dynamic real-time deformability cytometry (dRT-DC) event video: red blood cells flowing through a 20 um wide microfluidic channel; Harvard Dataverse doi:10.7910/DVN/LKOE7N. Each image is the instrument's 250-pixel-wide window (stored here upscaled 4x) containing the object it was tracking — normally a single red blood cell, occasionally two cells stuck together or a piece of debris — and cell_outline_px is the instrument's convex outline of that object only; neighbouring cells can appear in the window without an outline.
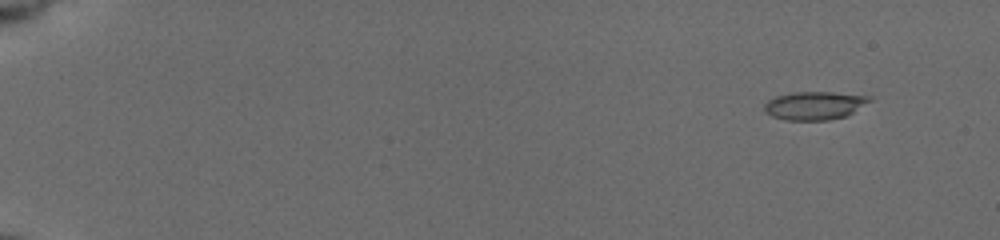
{"species": "common noctule bat (a hibernating species)", "species_latin": "Nyctalus noctula", "temperature_condition": "cold", "stored_images_in_passage": 53, "camera_frame_rate_fps": 3000, "um_per_image_px": 0.085, "animal": {"sex": "female", "body_mass_g": 19.5, "forearm_length_mm": 54.1}, "frame": {"image": 1, "passage_image": 1, "time_ms": 0.0, "image_size_px": [1000, 240], "cell_outline_px": [[872, 100], [848, 116], [828, 120], [784, 120], [772, 116], [764, 112], [764, 104], [768, 100], [776, 96], [792, 92], [832, 92], [872, 96]], "centroid_in_image_um": [69.24, 8.97], "position_along_channel_um": 15.8, "area_um2": 17.51}}
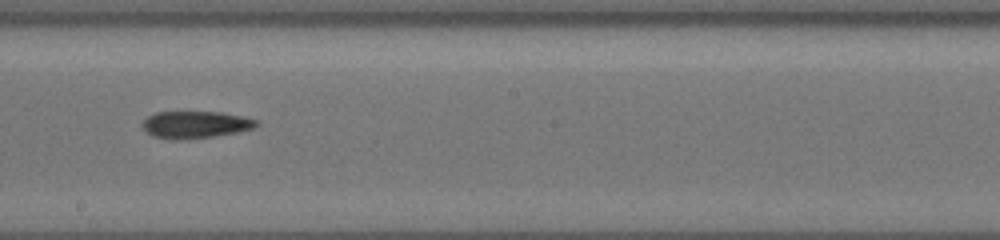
{"frame": {"image": 2, "passage_image": 31, "time_ms": 10.0, "image_size_px": [1000, 240], "cell_outline_px": [[260, 124], [252, 128], [240, 132], [212, 136], [152, 136], [140, 124], [148, 116], [156, 112], [220, 112], [244, 116], [260, 120]], "centroid_in_image_um": [16.72, 10.53], "position_along_channel_um": 231.5, "area_um2": 17.17}}
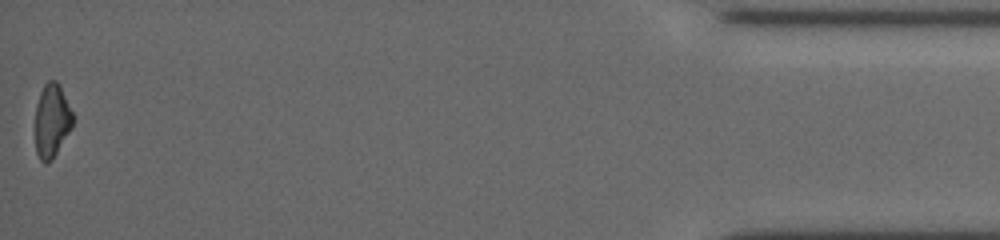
{"frame": {"image": 3, "passage_image": 53, "time_ms": 17.333, "image_size_px": [1000, 240], "cell_outline_px": [[72, 128], [52, 160], [44, 164], [40, 160], [36, 152], [36, 108], [40, 92], [44, 84], [48, 80], [56, 80], [60, 84], [72, 112]], "centroid_in_image_um": [4.41, 10.25], "position_along_channel_um": 430.8, "area_um2": 16.07}}